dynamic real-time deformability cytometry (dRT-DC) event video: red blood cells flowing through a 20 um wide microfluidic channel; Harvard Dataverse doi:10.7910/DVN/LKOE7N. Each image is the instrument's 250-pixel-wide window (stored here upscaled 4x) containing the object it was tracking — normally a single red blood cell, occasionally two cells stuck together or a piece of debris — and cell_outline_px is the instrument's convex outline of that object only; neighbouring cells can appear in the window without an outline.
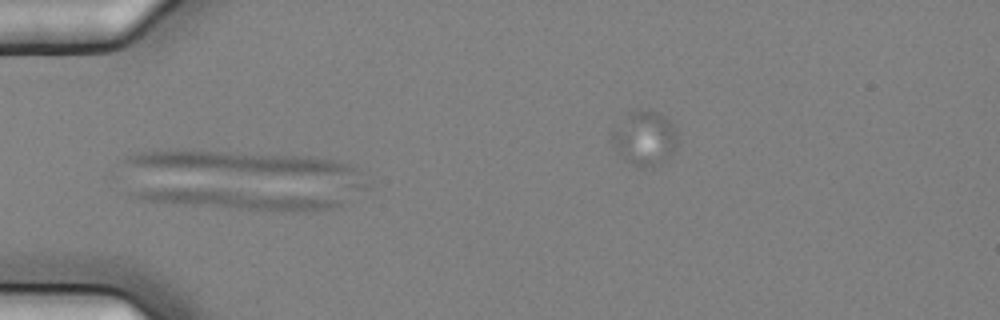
{"species": "common noctule bat (a hibernating species)", "species_latin": "Nyctalus noctula", "temperature_condition": "cold", "stored_images_in_passage": 6, "camera_frame_rate_fps": 3000, "um_per_image_px": 0.085, "animal": {"sex": "female", "body_mass_g": 25.1}, "frame": {"image": 1, "passage_image": 1, "time_ms": 0.0, "image_size_px": [1000, 320], "cell_outline_px": [[340, 204], [332, 208], [312, 212], [284, 212], [176, 204], [140, 200], [128, 196], [132, 192], [168, 188], [216, 188], [340, 196]], "centroid_in_image_um": [20.44, 16.94], "position_along_channel_um": 64.6, "area_um2": 24.91}}